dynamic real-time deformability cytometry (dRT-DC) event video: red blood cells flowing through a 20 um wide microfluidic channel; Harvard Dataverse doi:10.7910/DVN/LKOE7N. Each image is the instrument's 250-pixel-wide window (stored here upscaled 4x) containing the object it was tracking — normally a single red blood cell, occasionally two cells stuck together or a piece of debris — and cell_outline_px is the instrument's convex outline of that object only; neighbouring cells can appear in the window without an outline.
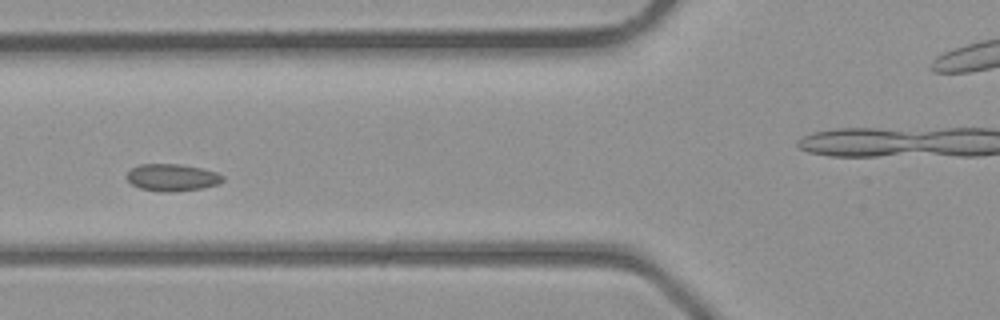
{"species": "common noctule bat (a hibernating species)", "species_latin": "Nyctalus noctula", "temperature_condition": "room temperature", "stored_images_in_passage": 37, "camera_frame_rate_fps": 3000, "um_per_image_px": 0.085, "animal": {"sex": "male", "body_mass_g": 23.1, "forearm_length_mm": 52.7}, "frame": {"image": 1, "passage_image": 11, "time_ms": 3.333, "image_size_px": [1000, 320], "cell_outline_px": [[224, 180], [220, 184], [204, 188], [168, 192], [160, 192], [140, 188], [132, 184], [124, 176], [132, 168], [140, 164], [180, 164], [200, 168], [216, 172], [224, 176]], "centroid_in_image_um": [14.64, 15.09], "position_along_channel_um": 111.2, "area_um2": 15.26}}